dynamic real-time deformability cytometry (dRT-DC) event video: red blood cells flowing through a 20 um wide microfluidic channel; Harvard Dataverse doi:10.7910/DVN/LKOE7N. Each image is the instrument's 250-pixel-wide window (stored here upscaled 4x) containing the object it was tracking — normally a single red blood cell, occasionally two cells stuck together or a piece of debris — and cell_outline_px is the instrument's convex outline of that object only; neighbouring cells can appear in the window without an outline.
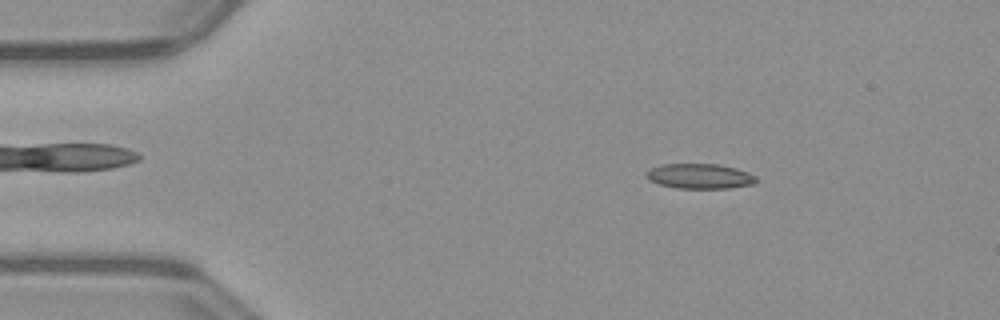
{"species": "common noctule bat (a hibernating species)", "species_latin": "Nyctalus noctula", "temperature_condition": "warm", "stored_images_in_passage": 50, "camera_frame_rate_fps": 3000, "um_per_image_px": 0.085, "animal": {"sex": "male", "body_mass_g": 23.1, "forearm_length_mm": 52.7}, "frame": {"image": 1, "passage_image": 7, "time_ms": 2.0, "image_size_px": [1000, 320], "cell_outline_px": [[756, 184], [728, 188], [676, 188], [660, 184], [648, 180], [644, 176], [644, 172], [660, 164], [716, 164], [736, 168], [748, 172], [756, 176]], "centroid_in_image_um": [59.46, 14.97], "position_along_channel_um": 25.5, "area_um2": 16.13}}
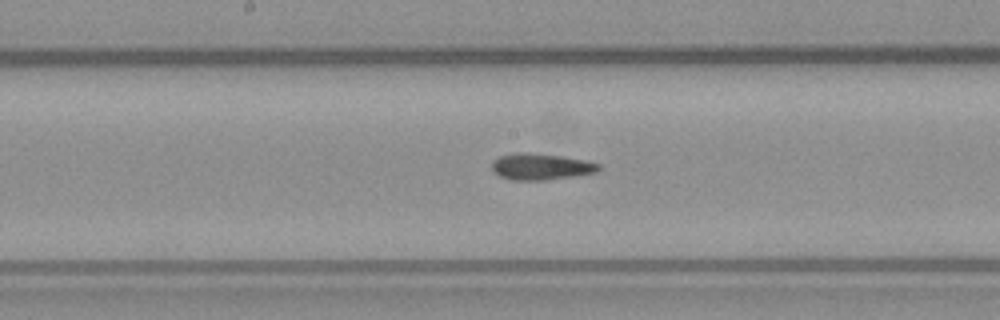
{"frame": {"image": 2, "passage_image": 25, "time_ms": 8.0, "image_size_px": [1000, 320], "cell_outline_px": [[600, 168], [596, 172], [572, 176], [544, 180], [512, 180], [500, 176], [492, 172], [492, 160], [500, 156], [516, 152], [528, 152], [560, 156], [584, 160], [600, 164]], "centroid_in_image_um": [45.92, 14.16], "position_along_channel_um": 202.3, "area_um2": 16.36}}
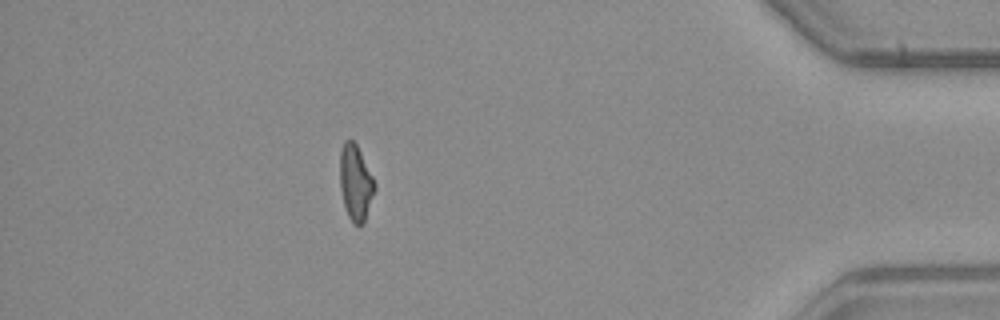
{"frame": {"image": 3, "passage_image": 44, "time_ms": 14.333, "image_size_px": [1000, 320], "cell_outline_px": [[376, 188], [364, 224], [356, 224], [348, 216], [344, 208], [340, 188], [340, 152], [344, 140], [352, 140], [356, 144], [376, 184]], "centroid_in_image_um": [30.22, 15.55], "position_along_channel_um": 405.0, "area_um2": 15.26}, "authors_computed_cell_mechanics": {"area_um2": 16.0684, "velocity_mm_per_s": 4.0358, "shape_relaxation_time_tau1_ms": null, "shape_relaxation_time_tau2_ms": 4.5764, "deformation_change_tau1": null, "deformation_change_tau2": 0.1298}}